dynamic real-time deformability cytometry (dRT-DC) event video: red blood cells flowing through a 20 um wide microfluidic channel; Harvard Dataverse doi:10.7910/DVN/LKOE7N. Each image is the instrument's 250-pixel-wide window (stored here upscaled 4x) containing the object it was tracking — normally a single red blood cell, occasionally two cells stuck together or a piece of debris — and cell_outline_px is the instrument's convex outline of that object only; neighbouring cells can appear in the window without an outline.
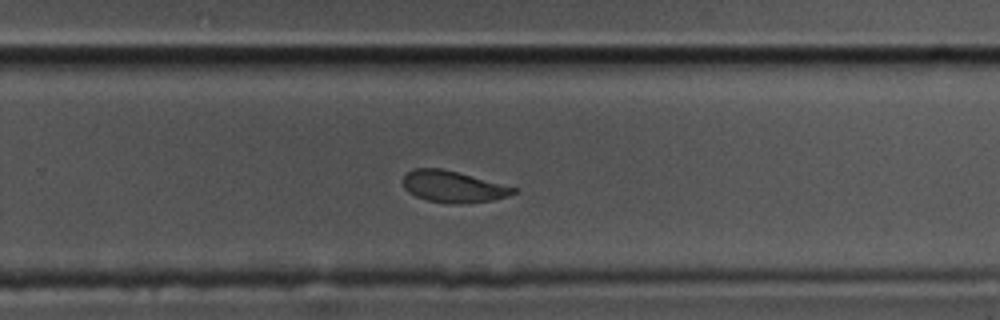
{"species": "common noctule bat (a hibernating species)", "species_latin": "Nyctalus noctula", "temperature_condition": "cold", "stored_images_in_passage": 52, "camera_frame_rate_fps": 3000, "um_per_image_px": 0.085, "animal": {"sex": "male", "body_mass_g": 17.5, "forearm_length_mm": 52.3}, "frame": {"image": 1, "passage_image": 37, "time_ms": 12.0, "image_size_px": [1000, 320], "cell_outline_px": [[520, 188], [516, 192], [508, 196], [492, 200], [468, 204], [452, 204], [428, 200], [416, 196], [408, 192], [404, 188], [404, 176], [412, 168], [440, 168]], "centroid_in_image_um": [38.55, 15.88], "position_along_channel_um": 291.3, "area_um2": 20.29}, "authors_computed_cell_mechanics": {"area_um2": 21.4149, "velocity_mm_per_s": 3.4167, "shape_relaxation_time_tau1_ms": 6.1314, "shape_relaxation_time_tau2_ms": 3.3134, "deformation_change_tau1": 0.1422, "deformation_change_tau2": 0.0838}}